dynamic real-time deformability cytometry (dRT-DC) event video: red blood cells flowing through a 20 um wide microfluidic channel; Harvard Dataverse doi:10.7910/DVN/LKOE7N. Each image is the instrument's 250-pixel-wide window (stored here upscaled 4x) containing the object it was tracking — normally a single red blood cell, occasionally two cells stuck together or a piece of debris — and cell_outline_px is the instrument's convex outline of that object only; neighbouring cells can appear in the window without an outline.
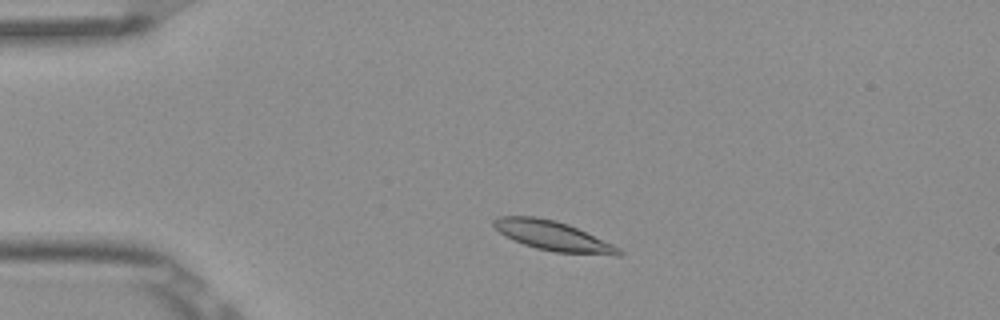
{"species": "Egyptian fruit bat (a non-hibernating species)", "species_latin": "Rousettus aegyptiacus", "temperature_condition": "room temperature", "stored_images_in_passage": 3, "camera_frame_rate_fps": 3000, "um_per_image_px": 0.085, "frame": {"image": 1, "passage_image": 2, "time_ms": 0.333, "image_size_px": [1000, 320], "cell_outline_px": [[624, 252], [620, 256], [616, 256], [556, 252], [536, 248], [524, 244], [500, 232], [492, 224], [492, 220], [500, 216], [536, 216], [556, 220], [568, 224], [612, 244], [620, 248]], "centroid_in_image_um": [47.04, 20.05], "position_along_channel_um": 38.0, "area_um2": 21.39}}